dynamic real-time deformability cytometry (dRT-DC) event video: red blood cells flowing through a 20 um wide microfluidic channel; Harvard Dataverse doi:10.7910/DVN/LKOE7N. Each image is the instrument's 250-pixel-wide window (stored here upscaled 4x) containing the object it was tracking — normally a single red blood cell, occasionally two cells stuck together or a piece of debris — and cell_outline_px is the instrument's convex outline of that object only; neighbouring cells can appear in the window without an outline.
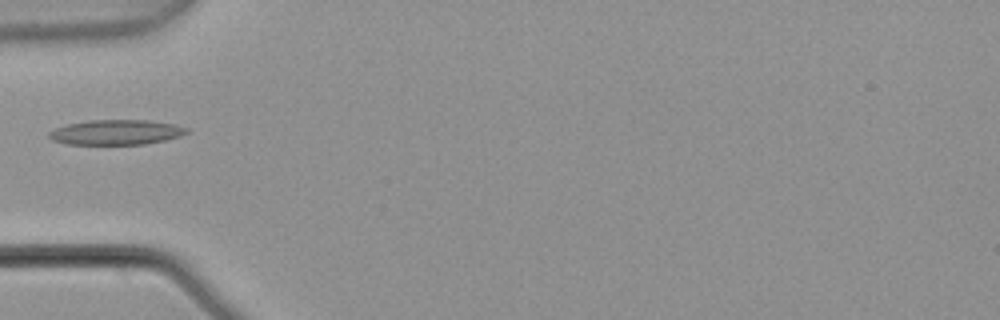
{"species": "common noctule bat (a hibernating species)", "species_latin": "Nyctalus noctula", "temperature_condition": "warm", "stored_images_in_passage": 1, "camera_frame_rate_fps": 3000, "um_per_image_px": 0.085, "animal": {"sex": "male", "body_mass_g": 21.5, "forearm_length_mm": 52.0}, "frame": {"image": 1, "passage_image": 1, "time_ms": 0.0, "image_size_px": [1000, 320], "cell_outline_px": [[188, 132], [180, 136], [164, 140], [144, 144], [64, 144], [52, 140], [48, 136], [48, 132], [56, 128], [68, 124], [88, 120], [148, 120], [176, 124], [188, 128]], "centroid_in_image_um": [9.87, 11.24], "position_along_channel_um": 75.1, "area_um2": 20.06}}